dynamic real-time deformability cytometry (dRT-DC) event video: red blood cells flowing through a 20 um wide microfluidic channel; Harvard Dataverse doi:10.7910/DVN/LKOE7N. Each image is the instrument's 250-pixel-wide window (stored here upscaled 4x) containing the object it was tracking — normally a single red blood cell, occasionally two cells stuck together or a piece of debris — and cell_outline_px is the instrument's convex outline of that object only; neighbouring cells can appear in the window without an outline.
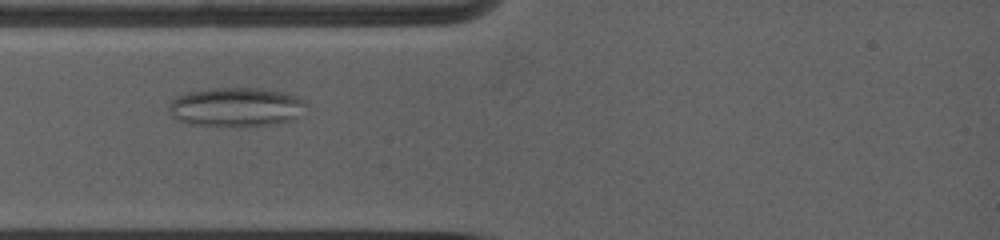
{"species": "common noctule bat (a hibernating species)", "species_latin": "Nyctalus noctula", "temperature_condition": "warm", "stored_images_in_passage": 20, "camera_frame_rate_fps": 5000, "um_per_image_px": 0.085, "animal": {"sex": "female", "body_mass_g": 19.0, "forearm_length_mm": 53.3}, "frame": {"image": 1, "passage_image": 5, "time_ms": 2.6, "image_size_px": [1000, 240], "cell_outline_px": [[304, 104], [300, 116], [296, 120], [272, 124], [192, 124], [176, 120], [172, 116], [168, 108], [168, 104], [176, 96], [188, 92], [212, 88], [256, 88], [284, 92], [300, 96], [304, 100]], "centroid_in_image_um": [20.07, 9.06], "position_along_channel_um": 64.9, "area_um2": 30.75}}
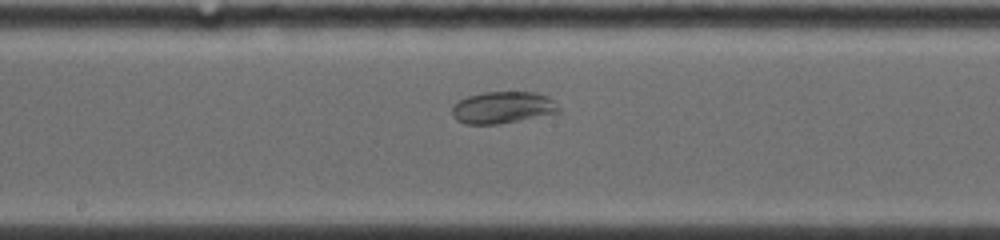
{"frame": {"image": 2, "passage_image": 11, "time_ms": 6.2, "image_size_px": [1000, 240], "cell_outline_px": [[560, 112], [496, 124], [464, 124], [456, 120], [452, 116], [452, 104], [468, 96], [484, 92], [536, 92], [548, 96], [560, 108]], "centroid_in_image_um": [42.69, 9.13], "position_along_channel_um": 205.5, "area_um2": 19.71}}
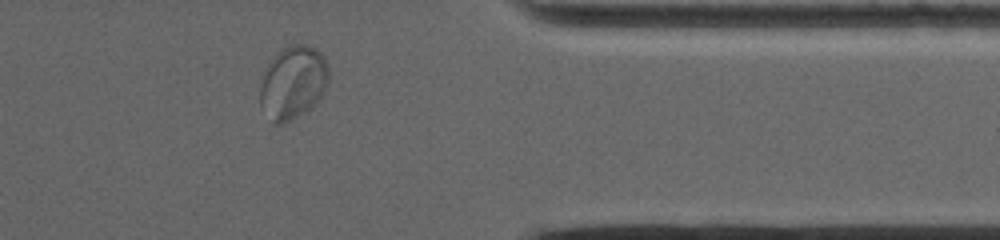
{"frame": {"image": 3, "passage_image": 19, "time_ms": 11.2, "image_size_px": [1000, 240], "cell_outline_px": [[328, 84], [320, 96], [308, 108], [284, 124], [272, 124], [260, 104], [260, 84], [268, 64], [276, 52], [292, 44], [308, 44], [316, 48], [324, 56], [328, 72]], "centroid_in_image_um": [24.88, 6.99], "position_along_channel_um": 386.5, "area_um2": 29.02}}